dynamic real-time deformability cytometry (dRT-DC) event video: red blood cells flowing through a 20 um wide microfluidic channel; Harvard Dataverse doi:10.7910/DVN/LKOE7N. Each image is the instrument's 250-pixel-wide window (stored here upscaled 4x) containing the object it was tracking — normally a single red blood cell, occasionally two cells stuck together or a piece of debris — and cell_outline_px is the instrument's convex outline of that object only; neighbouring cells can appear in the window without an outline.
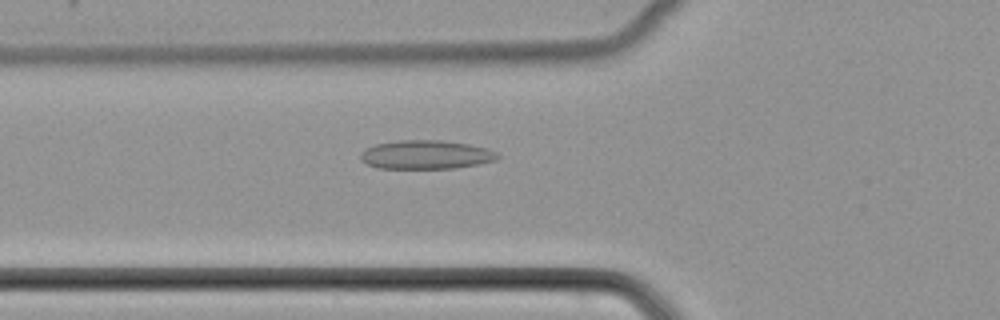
{"species": "common noctule bat (a hibernating species)", "species_latin": "Nyctalus noctula", "temperature_condition": "cold", "stored_images_in_passage": 43, "camera_frame_rate_fps": 3000, "um_per_image_px": 0.085, "animal": {"sex": "female", "body_mass_g": 22.7, "forearm_length_mm": 54.2}, "frame": {"image": 1, "passage_image": 11, "time_ms": 3.333, "image_size_px": [1000, 320], "cell_outline_px": [[500, 156], [496, 160], [456, 168], [376, 168], [360, 160], [360, 152], [364, 148], [376, 144], [400, 140], [440, 140], [468, 144], [488, 148], [496, 152]], "centroid_in_image_um": [36.18, 13.14], "position_along_channel_um": 89.6, "area_um2": 23.0}}
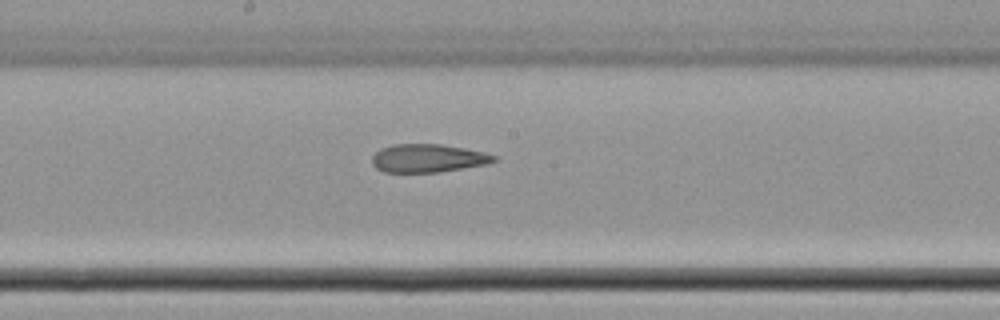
{"frame": {"image": 2, "passage_image": 20, "time_ms": 6.333, "image_size_px": [1000, 320], "cell_outline_px": [[496, 160], [488, 164], [440, 172], [384, 172], [376, 168], [372, 164], [372, 156], [380, 148], [392, 144], [440, 144], [464, 148], [484, 152], [496, 156]], "centroid_in_image_um": [36.36, 13.45], "position_along_channel_um": 211.8, "area_um2": 20.11}}
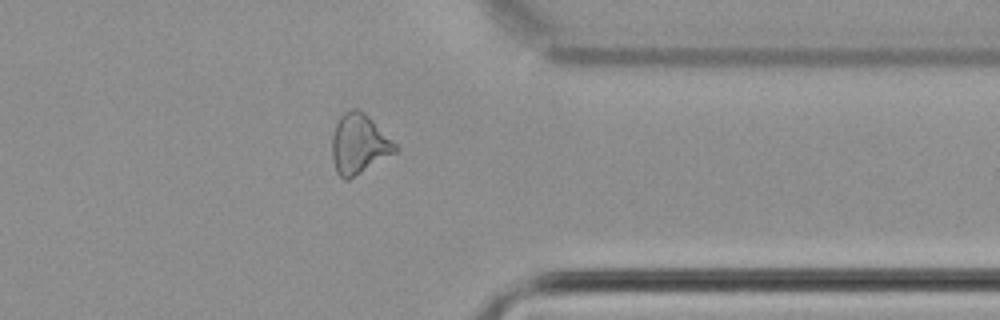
{"frame": {"image": 3, "passage_image": 33, "time_ms": 10.667, "image_size_px": [1000, 320], "cell_outline_px": [[400, 148], [396, 152], [348, 180], [344, 180], [336, 172], [332, 160], [332, 136], [336, 124], [340, 116], [344, 112], [352, 108], [356, 108], [364, 112]], "centroid_in_image_um": [30.49, 12.25], "position_along_channel_um": 380.9, "area_um2": 21.91}}